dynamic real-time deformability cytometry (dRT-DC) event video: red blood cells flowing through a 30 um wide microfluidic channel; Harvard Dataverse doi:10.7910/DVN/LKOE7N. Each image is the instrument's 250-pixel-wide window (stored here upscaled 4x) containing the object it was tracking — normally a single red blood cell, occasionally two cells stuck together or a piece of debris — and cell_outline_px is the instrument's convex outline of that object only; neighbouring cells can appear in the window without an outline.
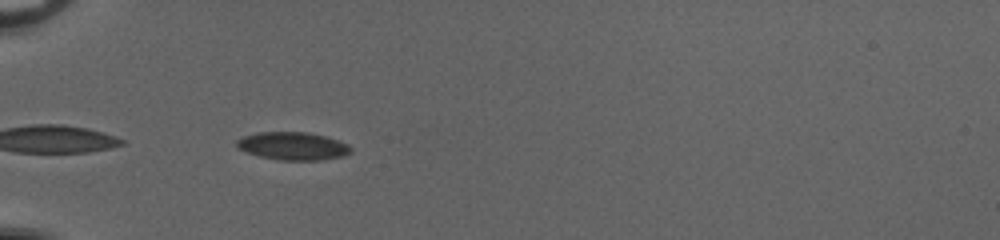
{"species": "common noctule bat (a hibernating species)", "species_latin": "Nyctalus noctula", "temperature_condition": "cold", "stored_images_in_passage": 37, "camera_frame_rate_fps": 3000, "um_per_image_px": 0.085, "animal": {"sex": "female", "body_mass_g": 20.0, "forearm_length_mm": 54.0}, "frame": {"image": 1, "passage_image": 1, "time_ms": 0.0, "image_size_px": [1000, 240], "cell_outline_px": [[352, 152], [344, 156], [320, 160], [276, 160], [260, 156], [236, 148], [236, 140], [244, 136], [256, 132], [308, 132], [328, 136], [348, 144], [352, 148]], "centroid_in_image_um": [24.91, 12.41], "position_along_channel_um": 60.1, "area_um2": 18.79}}
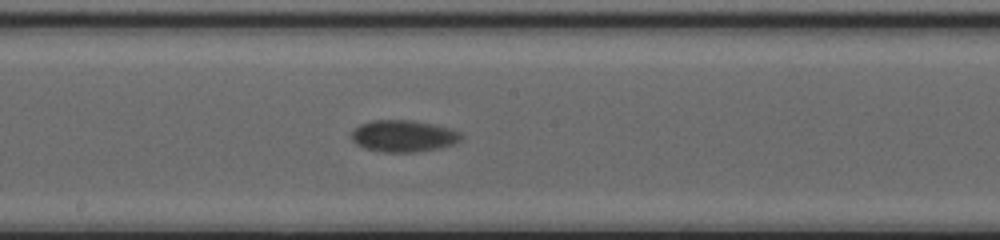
{"frame": {"image": 2, "passage_image": 14, "time_ms": 4.333, "image_size_px": [1000, 240], "cell_outline_px": [[464, 136], [460, 140], [452, 144], [440, 148], [416, 152], [380, 152], [364, 148], [356, 144], [352, 140], [352, 132], [360, 124], [372, 120], [412, 120], [432, 124], [448, 128], [460, 132]], "centroid_in_image_um": [34.28, 11.57], "position_along_channel_um": 213.9, "area_um2": 20.29}}
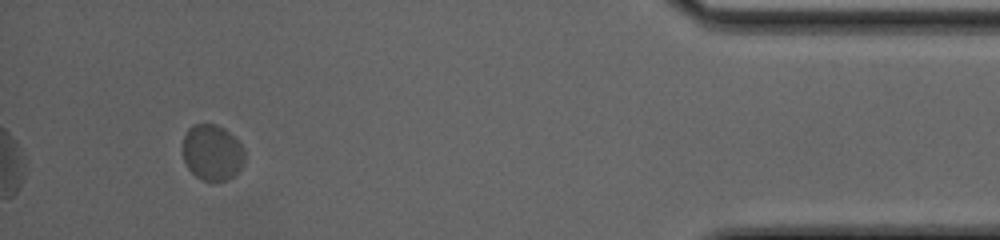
{"frame": {"image": 3, "passage_image": 34, "time_ms": 11.0, "image_size_px": [1000, 240], "cell_outline_px": [[244, 164], [228, 180], [200, 180], [188, 168], [184, 160], [184, 136], [188, 128], [192, 124], [216, 124], [224, 128], [244, 148]], "centroid_in_image_um": [18.03, 12.95], "position_along_channel_um": 417.2, "area_um2": 19.94}, "authors_computed_cell_mechanics": {"area_um2": 20.0566, "velocity_mm_per_s": 3.8402, "shape_relaxation_time_tau1_ms": 2.0802, "shape_relaxation_time_tau2_ms": null, "deformation_change_tau1": 0.0485, "deformation_change_tau2": null}}